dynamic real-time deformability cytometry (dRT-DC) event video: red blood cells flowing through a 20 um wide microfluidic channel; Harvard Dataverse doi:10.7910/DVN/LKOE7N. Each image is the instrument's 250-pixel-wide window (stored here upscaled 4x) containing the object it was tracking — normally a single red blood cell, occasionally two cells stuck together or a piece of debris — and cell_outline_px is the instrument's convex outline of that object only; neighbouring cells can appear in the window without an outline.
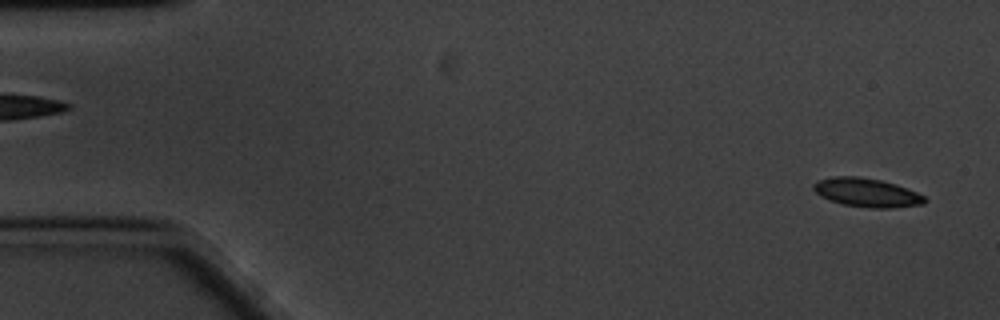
{"species": "common noctule bat (a hibernating species)", "species_latin": "Nyctalus noctula", "temperature_condition": "cold", "stored_images_in_passage": 59, "camera_frame_rate_fps": 3000, "um_per_image_px": 0.085, "animal": {"sex": "male", "body_mass_g": 20.1, "forearm_length_mm": 53.5}, "frame": {"image": 1, "passage_image": 2, "time_ms": 0.333, "image_size_px": [1000, 320], "cell_outline_px": [[928, 200], [924, 204], [892, 208], [868, 208], [840, 204], [828, 200], [820, 196], [812, 188], [812, 184], [816, 180], [832, 176], [860, 176], [880, 180], [896, 184], [908, 188], [924, 196]], "centroid_in_image_um": [73.64, 16.37], "position_along_channel_um": 11.4, "area_um2": 19.02}}
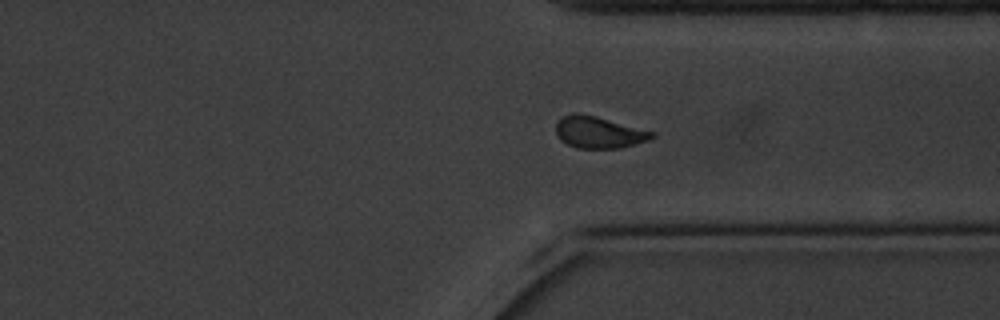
{"frame": {"image": 2, "passage_image": 44, "time_ms": 14.333, "image_size_px": [1000, 320], "cell_outline_px": [[656, 136], [648, 140], [636, 144], [620, 148], [576, 148], [560, 140], [556, 136], [556, 124], [560, 116], [572, 112], [576, 112], [596, 116], [656, 132]], "centroid_in_image_um": [50.88, 11.23], "position_along_channel_um": 360.5, "area_um2": 18.03}}
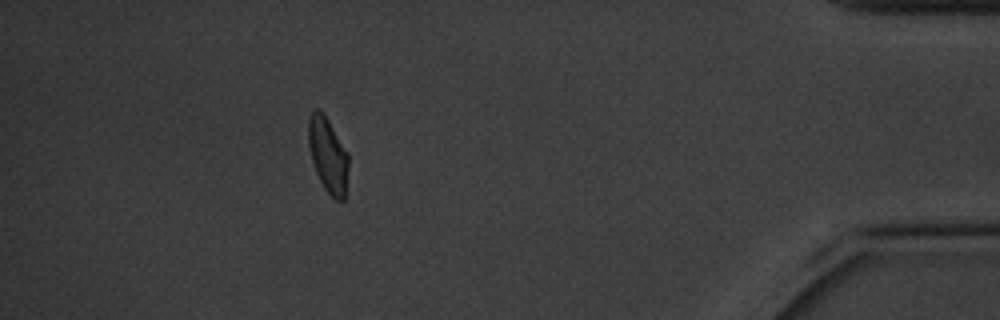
{"frame": {"image": 3, "passage_image": 53, "time_ms": 17.333, "image_size_px": [1000, 320], "cell_outline_px": [[348, 168], [344, 200], [336, 200], [324, 188], [316, 172], [312, 160], [308, 144], [308, 116], [312, 108], [316, 108], [328, 120], [348, 152]], "centroid_in_image_um": [27.86, 13.15], "position_along_channel_um": 407.3, "area_um2": 17.4}, "authors_computed_cell_mechanics": {"area_um2": 18.3804, "velocity_mm_per_s": 3.3123, "shape_relaxation_time_tau1_ms": 3.5015, "shape_relaxation_time_tau2_ms": 1.6765, "deformation_change_tau1": 0.117, "deformation_change_tau2": 0.0753}}